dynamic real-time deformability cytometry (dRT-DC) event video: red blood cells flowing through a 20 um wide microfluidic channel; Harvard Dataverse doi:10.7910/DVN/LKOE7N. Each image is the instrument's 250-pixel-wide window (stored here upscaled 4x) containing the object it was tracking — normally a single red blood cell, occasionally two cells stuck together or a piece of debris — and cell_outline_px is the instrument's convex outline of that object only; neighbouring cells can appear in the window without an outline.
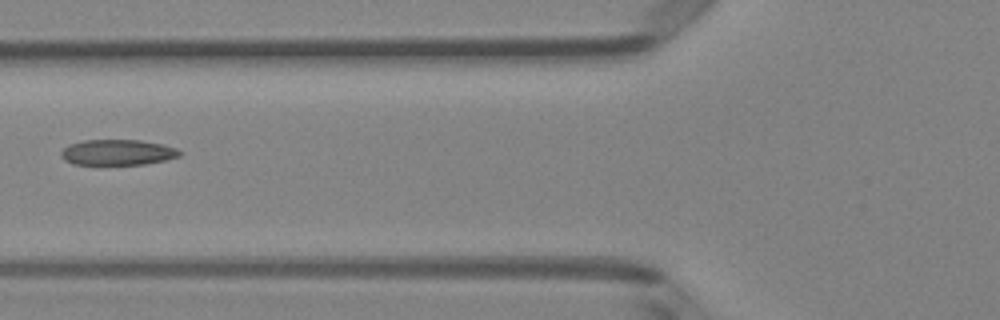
{"species": "Egyptian fruit bat (a non-hibernating species)", "species_latin": "Rousettus aegyptiacus", "temperature_condition": "room temperature", "stored_images_in_passage": 4, "camera_frame_rate_fps": 3000, "um_per_image_px": 0.085, "animal": {"sex": "female"}, "frame": {"image": 1, "passage_image": 4, "time_ms": 1.0, "image_size_px": [1000, 320], "cell_outline_px": [[184, 152], [180, 156], [164, 160], [144, 164], [100, 168], [72, 164], [64, 160], [60, 156], [60, 152], [68, 144], [84, 140], [140, 140], [164, 144], [176, 148]], "centroid_in_image_um": [9.94, 13.0], "position_along_channel_um": 115.9, "area_um2": 18.84}}